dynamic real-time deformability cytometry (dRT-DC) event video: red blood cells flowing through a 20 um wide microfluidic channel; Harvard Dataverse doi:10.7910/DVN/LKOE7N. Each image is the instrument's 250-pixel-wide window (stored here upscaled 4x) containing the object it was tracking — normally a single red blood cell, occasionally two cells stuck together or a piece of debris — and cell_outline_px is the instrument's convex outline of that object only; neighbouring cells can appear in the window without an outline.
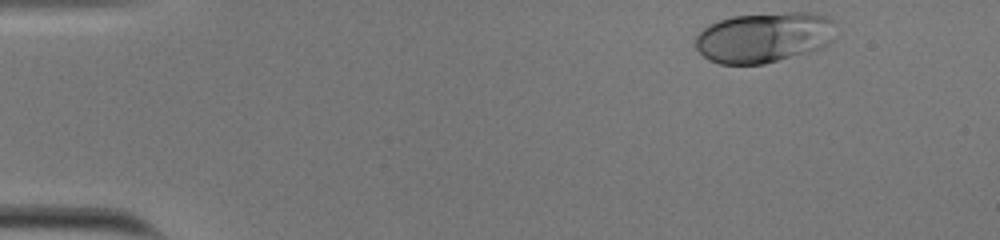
{"species": "human", "species_latin": "Homo sapiens", "temperature_condition": "cold", "stored_images_in_passage": 39, "camera_frame_rate_fps": 3000, "um_per_image_px": 0.085, "donor": {"sex": "male"}, "frame": {"image": 1, "passage_image": 1, "time_ms": 0.0, "image_size_px": [1000, 240], "cell_outline_px": [[832, 20], [824, 44], [816, 48], [764, 64], [720, 64], [708, 60], [696, 48], [696, 36], [708, 24], [732, 16], [788, 12], [816, 12], [828, 16]], "centroid_in_image_um": [64.8, 3.16], "position_along_channel_um": 20.2, "area_um2": 40.06}}
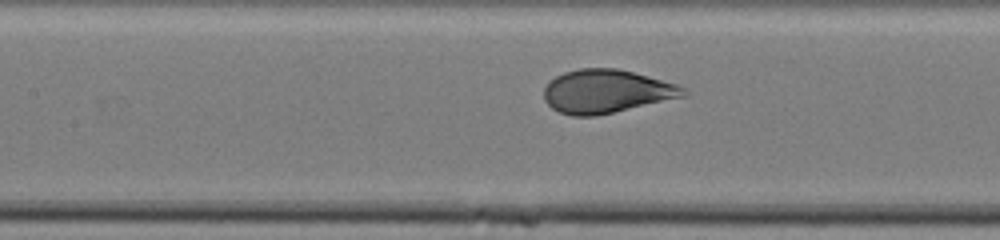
{"frame": {"image": 2, "passage_image": 20, "time_ms": 6.333, "image_size_px": [1000, 240], "cell_outline_px": [[688, 96], [596, 116], [572, 116], [560, 112], [552, 108], [544, 100], [544, 88], [556, 76], [564, 72], [580, 68], [616, 68], [648, 76], [676, 84], [684, 88], [688, 92]], "centroid_in_image_um": [51.56, 7.77], "position_along_channel_um": 155.8, "area_um2": 35.26}}
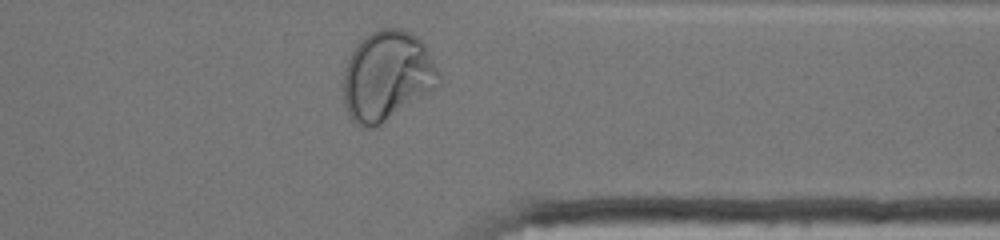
{"frame": {"image": 3, "passage_image": 38, "time_ms": 12.333, "image_size_px": [1000, 240], "cell_outline_px": [[440, 84], [436, 88], [376, 128], [364, 128], [356, 124], [352, 120], [344, 104], [344, 72], [348, 60], [356, 44], [364, 36], [380, 28], [400, 28], [416, 36], [424, 44], [440, 72]], "centroid_in_image_um": [32.91, 6.47], "position_along_channel_um": 378.5, "area_um2": 50.0}, "authors_computed_cell_mechanics": {"area_um2": 36.5296, "velocity_mm_per_s": 3.7761, "shape_relaxation_time_tau1_ms": 3.6155, "shape_relaxation_time_tau2_ms": null, "deformation_change_tau1": 0.1482, "deformation_change_tau2": null}}